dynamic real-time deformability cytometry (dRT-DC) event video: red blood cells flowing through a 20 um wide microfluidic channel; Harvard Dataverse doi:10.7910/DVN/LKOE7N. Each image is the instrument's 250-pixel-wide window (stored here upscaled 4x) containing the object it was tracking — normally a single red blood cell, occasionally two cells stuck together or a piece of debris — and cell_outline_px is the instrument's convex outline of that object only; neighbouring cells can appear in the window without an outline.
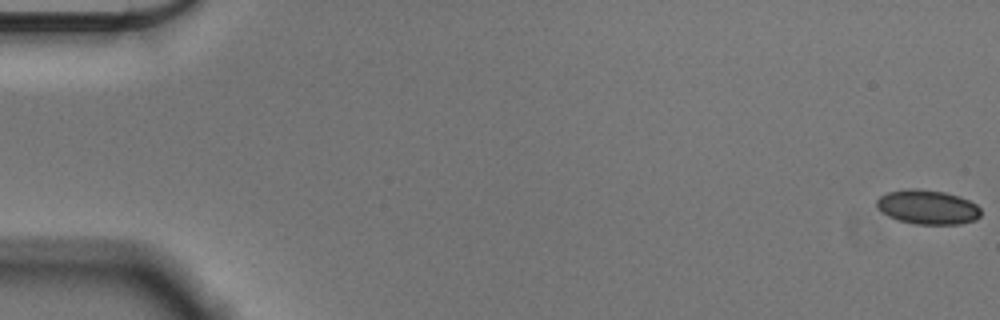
{"species": "Egyptian fruit bat (a non-hibernating species)", "species_latin": "Rousettus aegyptiacus", "temperature_condition": "cold", "stored_images_in_passage": 57, "camera_frame_rate_fps": 3000, "um_per_image_px": 0.085, "animal": {"sex": "male"}, "frame": {"image": 1, "passage_image": 1, "time_ms": 0.0, "image_size_px": [1000, 320], "cell_outline_px": [[980, 216], [976, 220], [960, 224], [916, 224], [896, 220], [888, 216], [876, 208], [876, 200], [880, 196], [888, 192], [912, 188], [916, 188], [944, 192], [960, 196], [976, 204], [980, 208]], "centroid_in_image_um": [78.83, 17.61], "position_along_channel_um": 6.2, "area_um2": 20.98}}
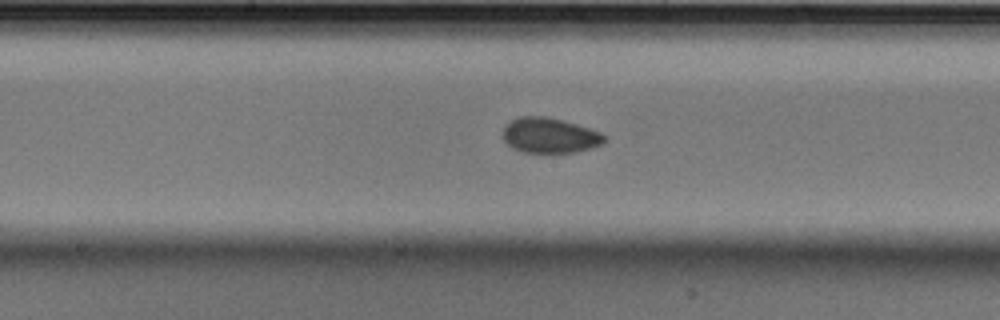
{"frame": {"image": 2, "passage_image": 30, "time_ms": 9.667, "image_size_px": [1000, 320], "cell_outline_px": [[604, 140], [600, 144], [592, 148], [576, 152], [524, 152], [512, 148], [504, 140], [504, 128], [512, 120], [520, 116], [544, 116], [576, 124], [600, 132], [604, 136]], "centroid_in_image_um": [46.71, 11.51], "position_along_channel_um": 201.5, "area_um2": 20.4}}
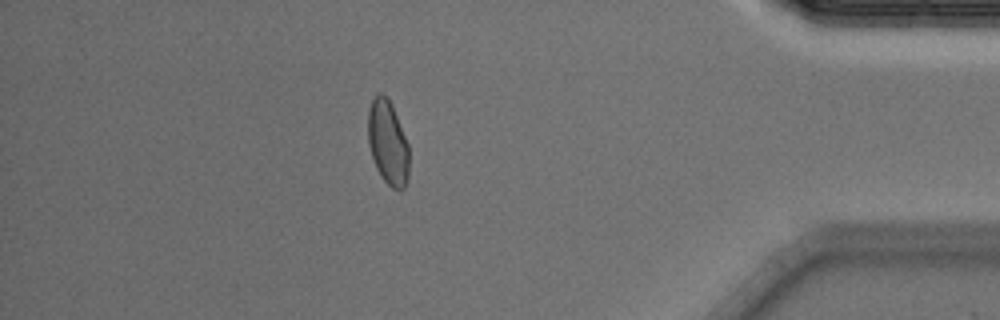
{"frame": {"image": 3, "passage_image": 50, "time_ms": 16.333, "image_size_px": [1000, 320], "cell_outline_px": [[408, 180], [404, 188], [392, 188], [380, 176], [376, 168], [368, 144], [368, 108], [372, 100], [380, 92], [392, 104], [408, 144]], "centroid_in_image_um": [32.95, 12.13], "position_along_channel_um": 402.2, "area_um2": 20.0}, "authors_computed_cell_mechanics": {"area_um2": 20.5768, "velocity_mm_per_s": 3.5821, "shape_relaxation_time_tau1_ms": 2.8401, "shape_relaxation_time_tau2_ms": 1.3949, "deformation_change_tau1": 0.0521, "deformation_change_tau2": 0.0421}}